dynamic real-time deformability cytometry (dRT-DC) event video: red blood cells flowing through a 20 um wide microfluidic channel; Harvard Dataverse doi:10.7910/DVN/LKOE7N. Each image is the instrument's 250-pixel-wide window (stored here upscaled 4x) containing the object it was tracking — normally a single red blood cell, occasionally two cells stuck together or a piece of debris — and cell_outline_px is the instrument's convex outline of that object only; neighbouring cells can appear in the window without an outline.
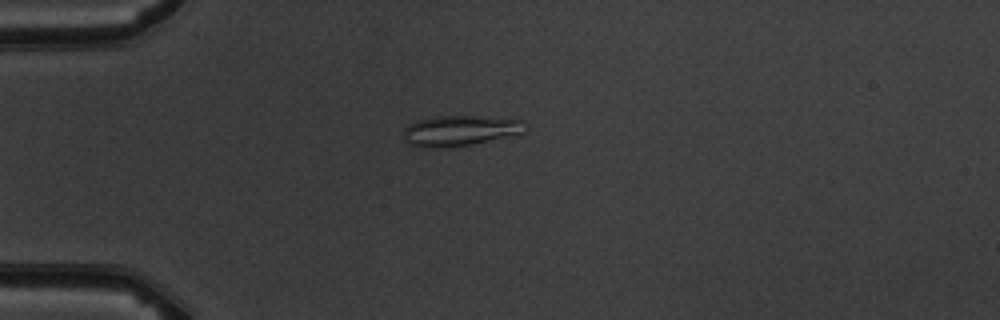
{"species": "common noctule bat (a hibernating species)", "species_latin": "Nyctalus noctula", "temperature_condition": "warm", "stored_images_in_passage": 2, "camera_frame_rate_fps": 3000, "um_per_image_px": 0.085, "animal": {"sex": "male", "body_mass_g": 19.5, "forearm_length_mm": 54.6}, "frame": {"image": 1, "passage_image": 1, "time_ms": 0.0, "image_size_px": [1000, 320], "cell_outline_px": [[528, 124], [524, 132], [472, 144], [452, 148], [424, 148], [408, 144], [400, 136], [404, 128], [408, 124], [416, 120], [436, 116], [476, 116], [524, 120]], "centroid_in_image_um": [39.02, 11.11], "position_along_channel_um": 46.0, "area_um2": 22.02}}